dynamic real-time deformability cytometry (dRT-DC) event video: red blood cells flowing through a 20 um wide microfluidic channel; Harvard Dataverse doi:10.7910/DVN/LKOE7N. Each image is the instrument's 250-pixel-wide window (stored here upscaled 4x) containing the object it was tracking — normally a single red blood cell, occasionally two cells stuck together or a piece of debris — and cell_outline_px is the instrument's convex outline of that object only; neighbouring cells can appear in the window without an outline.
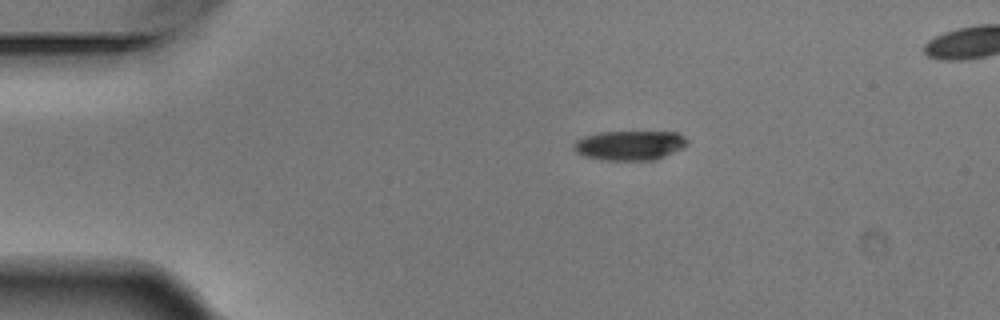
{"species": "Egyptian fruit bat (a non-hibernating species)", "species_latin": "Rousettus aegyptiacus", "temperature_condition": "warm", "stored_images_in_passage": 6, "camera_frame_rate_fps": 3000, "um_per_image_px": 0.085, "animal": {"sex": "male"}, "frame": {"image": 1, "passage_image": 1, "time_ms": 0.0, "image_size_px": [1000, 320], "cell_outline_px": [[688, 144], [656, 160], [600, 160], [584, 156], [576, 152], [572, 148], [572, 144], [576, 140], [584, 136], [600, 132], [676, 132], [684, 136], [688, 140]], "centroid_in_image_um": [53.48, 12.36], "position_along_channel_um": 31.5, "area_um2": 19.59}}
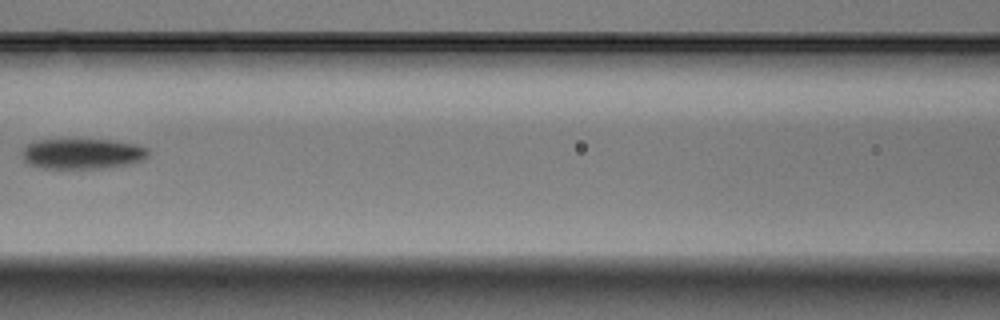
{"frame": {"image": 2, "passage_image": 5, "time_ms": 1.333, "image_size_px": [1000, 320], "cell_outline_px": [[148, 156], [140, 160], [128, 164], [104, 168], [44, 168], [28, 164], [24, 160], [24, 148], [28, 144], [36, 140], [112, 140], [136, 144], [148, 148]], "centroid_in_image_um": [7.02, 13.06], "position_along_channel_um": 159.6, "area_um2": 22.08}}
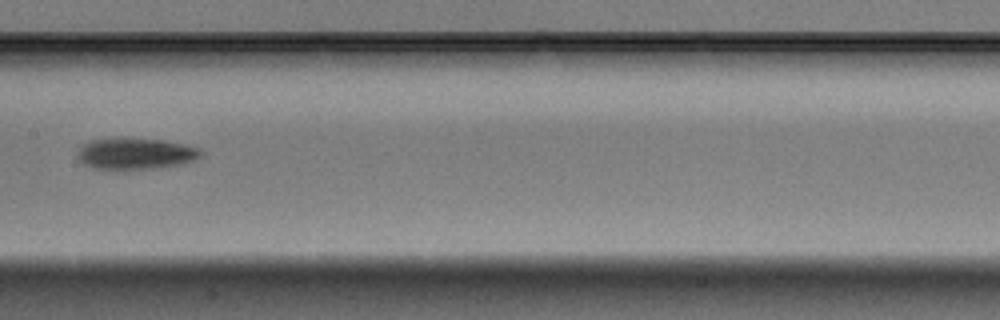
{"frame": {"image": 3, "passage_image": 6, "time_ms": 1.667, "image_size_px": [1000, 320], "cell_outline_px": [[200, 156], [192, 160], [180, 164], [160, 168], [96, 168], [84, 164], [76, 156], [80, 148], [84, 144], [92, 140], [120, 136], [164, 140], [184, 144], [200, 148]], "centroid_in_image_um": [11.51, 13.01], "position_along_channel_um": 195.9, "area_um2": 22.48}}